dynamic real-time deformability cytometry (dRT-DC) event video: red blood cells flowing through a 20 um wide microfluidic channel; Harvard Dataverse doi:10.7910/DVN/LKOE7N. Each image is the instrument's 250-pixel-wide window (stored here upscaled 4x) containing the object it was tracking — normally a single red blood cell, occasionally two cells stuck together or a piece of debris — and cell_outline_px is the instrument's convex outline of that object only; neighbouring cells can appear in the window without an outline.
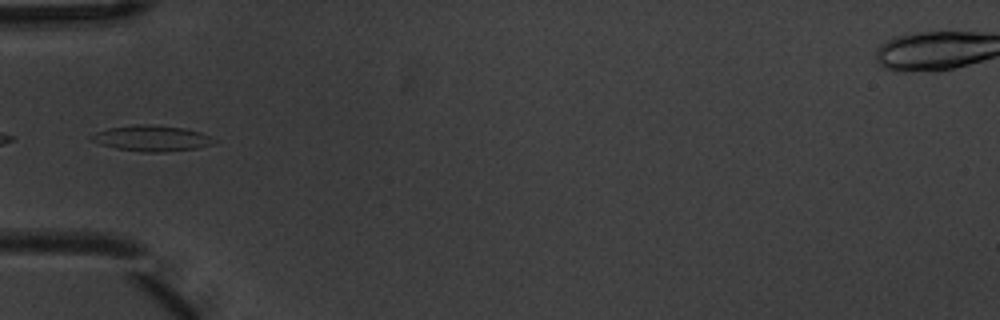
{"species": "common noctule bat (a hibernating species)", "species_latin": "Nyctalus noctula", "temperature_condition": "warm", "stored_images_in_passage": 6, "camera_frame_rate_fps": 3000, "um_per_image_px": 0.085, "animal": {"sex": "male", "body_mass_g": 20.1, "forearm_length_mm": 53.5}, "frame": {"image": 1, "passage_image": 6, "time_ms": 1.667, "image_size_px": [1000, 320], "cell_outline_px": [[216, 144], [196, 148], [160, 152], [144, 152], [116, 148], [100, 144], [88, 140], [88, 136], [96, 132], [108, 128], [136, 124], [148, 124], [184, 128], [200, 132], [216, 140]], "centroid_in_image_um": [12.85, 11.75], "position_along_channel_um": 72.1, "area_um2": 18.44}}